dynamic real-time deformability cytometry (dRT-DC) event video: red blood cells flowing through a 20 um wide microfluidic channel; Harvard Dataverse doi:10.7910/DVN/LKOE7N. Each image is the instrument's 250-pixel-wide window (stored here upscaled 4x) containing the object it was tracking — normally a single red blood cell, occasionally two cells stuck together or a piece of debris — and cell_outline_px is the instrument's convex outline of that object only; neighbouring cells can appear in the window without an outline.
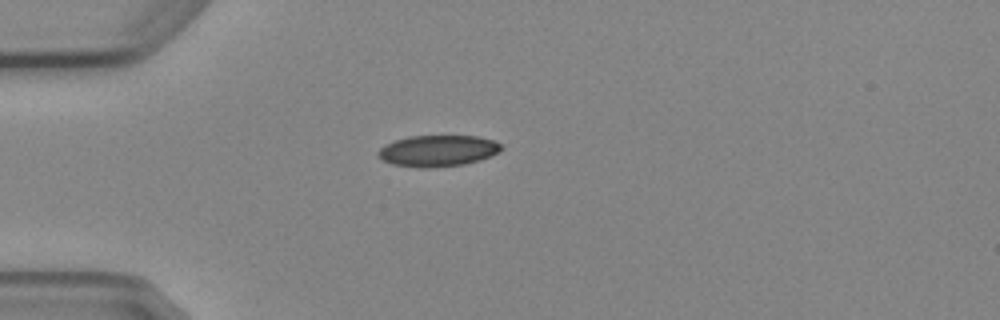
{"species": "Egyptian fruit bat (a non-hibernating species)", "species_latin": "Rousettus aegyptiacus", "temperature_condition": "cold", "stored_images_in_passage": 1, "camera_frame_rate_fps": 3000, "um_per_image_px": 0.085, "animal": {"sex": "female"}, "frame": {"image": 1, "passage_image": 1, "time_ms": 0.0, "image_size_px": [1000, 320], "cell_outline_px": [[504, 148], [500, 152], [480, 160], [464, 164], [428, 168], [420, 168], [392, 164], [376, 156], [376, 152], [380, 148], [396, 140], [408, 136], [476, 136], [492, 140], [500, 144]], "centroid_in_image_um": [37.22, 12.82], "position_along_channel_um": 47.8, "area_um2": 22.43}}